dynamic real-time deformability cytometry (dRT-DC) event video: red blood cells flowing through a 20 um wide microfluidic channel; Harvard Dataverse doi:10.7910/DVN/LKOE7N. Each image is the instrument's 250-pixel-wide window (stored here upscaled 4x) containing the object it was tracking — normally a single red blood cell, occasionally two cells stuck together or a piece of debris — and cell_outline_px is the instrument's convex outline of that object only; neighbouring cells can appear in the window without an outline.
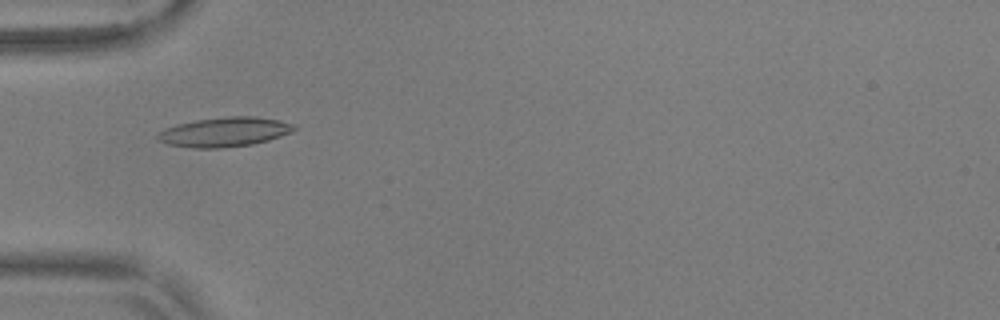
{"species": "common noctule bat (a hibernating species)", "species_latin": "Nyctalus noctula", "temperature_condition": "warm", "stored_images_in_passage": 55, "camera_frame_rate_fps": 3000, "um_per_image_px": 0.085, "animal": {"sex": "male", "body_mass_g": 17.9, "forearm_length_mm": 54.2}, "frame": {"image": 1, "passage_image": 18, "time_ms": 5.667, "image_size_px": [1000, 320], "cell_outline_px": [[296, 128], [292, 132], [268, 140], [252, 144], [224, 148], [196, 148], [168, 144], [156, 140], [156, 136], [164, 128], [176, 124], [196, 120], [232, 116], [252, 116], [276, 120], [296, 124]], "centroid_in_image_um": [19.06, 11.22], "position_along_channel_um": 65.9, "area_um2": 23.35}}
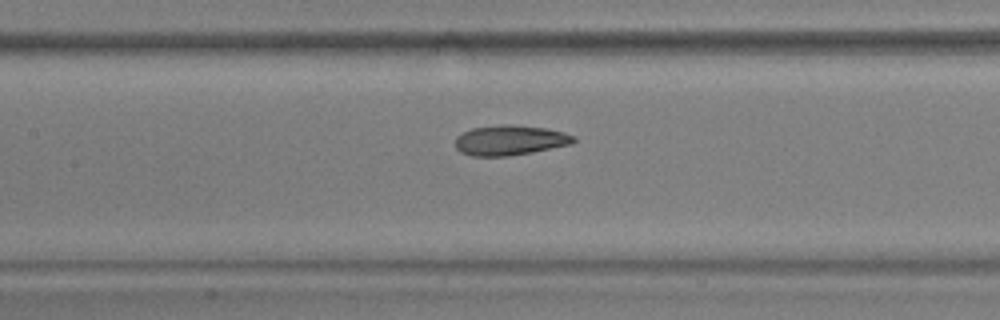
{"frame": {"image": 2, "passage_image": 26, "time_ms": 8.333, "image_size_px": [1000, 320], "cell_outline_px": [[576, 140], [572, 144], [532, 152], [508, 156], [472, 156], [460, 152], [456, 148], [456, 136], [472, 128], [504, 124], [512, 124], [544, 128], [564, 132], [576, 136]], "centroid_in_image_um": [43.36, 11.92], "position_along_channel_um": 164.0, "area_um2": 20.75}}
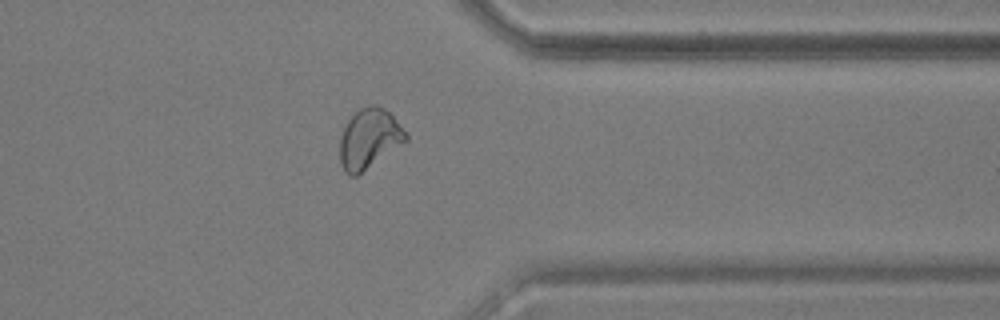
{"frame": {"image": 3, "passage_image": 44, "time_ms": 14.333, "image_size_px": [1000, 320], "cell_outline_px": [[408, 140], [356, 176], [348, 176], [344, 172], [340, 164], [340, 136], [348, 120], [360, 108], [368, 104], [376, 104], [384, 108], [408, 132]], "centroid_in_image_um": [31.38, 11.79], "position_along_channel_um": 380.0, "area_um2": 23.06}, "authors_computed_cell_mechanics": {"area_um2": 21.5594, "velocity_mm_per_s": 3.694, "shape_relaxation_time_tau1_ms": null, "shape_relaxation_time_tau2_ms": 1.4473, "deformation_change_tau1": null, "deformation_change_tau2": 0.074}}